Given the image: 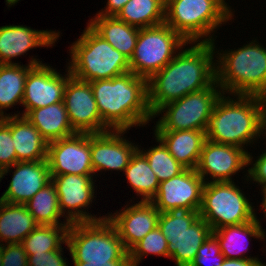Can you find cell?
Instances as JSON below:
<instances>
[{
  "mask_svg": "<svg viewBox=\"0 0 266 266\" xmlns=\"http://www.w3.org/2000/svg\"><path fill=\"white\" fill-rule=\"evenodd\" d=\"M189 44H192L190 48H182L164 68L147 80L152 115L163 105L216 82L215 43Z\"/></svg>",
  "mask_w": 266,
  "mask_h": 266,
  "instance_id": "6da1fadb",
  "label": "cell"
},
{
  "mask_svg": "<svg viewBox=\"0 0 266 266\" xmlns=\"http://www.w3.org/2000/svg\"><path fill=\"white\" fill-rule=\"evenodd\" d=\"M102 122L110 130H130L153 119L147 79L131 71L111 79L90 81Z\"/></svg>",
  "mask_w": 266,
  "mask_h": 266,
  "instance_id": "7a4b0ae2",
  "label": "cell"
},
{
  "mask_svg": "<svg viewBox=\"0 0 266 266\" xmlns=\"http://www.w3.org/2000/svg\"><path fill=\"white\" fill-rule=\"evenodd\" d=\"M229 95L216 101L206 130L208 140L246 149L261 138L262 111L265 97L259 95ZM249 144V145H248Z\"/></svg>",
  "mask_w": 266,
  "mask_h": 266,
  "instance_id": "3957f363",
  "label": "cell"
},
{
  "mask_svg": "<svg viewBox=\"0 0 266 266\" xmlns=\"http://www.w3.org/2000/svg\"><path fill=\"white\" fill-rule=\"evenodd\" d=\"M216 51V82L229 95L266 98V48L256 39L238 49Z\"/></svg>",
  "mask_w": 266,
  "mask_h": 266,
  "instance_id": "277c9868",
  "label": "cell"
},
{
  "mask_svg": "<svg viewBox=\"0 0 266 266\" xmlns=\"http://www.w3.org/2000/svg\"><path fill=\"white\" fill-rule=\"evenodd\" d=\"M225 1L165 0V23L187 43H214L212 33L234 16Z\"/></svg>",
  "mask_w": 266,
  "mask_h": 266,
  "instance_id": "5b68a950",
  "label": "cell"
},
{
  "mask_svg": "<svg viewBox=\"0 0 266 266\" xmlns=\"http://www.w3.org/2000/svg\"><path fill=\"white\" fill-rule=\"evenodd\" d=\"M72 43L68 63L71 75L82 81L111 79L130 71L129 59L114 49L88 24Z\"/></svg>",
  "mask_w": 266,
  "mask_h": 266,
  "instance_id": "8992f818",
  "label": "cell"
},
{
  "mask_svg": "<svg viewBox=\"0 0 266 266\" xmlns=\"http://www.w3.org/2000/svg\"><path fill=\"white\" fill-rule=\"evenodd\" d=\"M67 247L72 262L130 261L117 229L107 217L97 221L71 223Z\"/></svg>",
  "mask_w": 266,
  "mask_h": 266,
  "instance_id": "52a82bcc",
  "label": "cell"
},
{
  "mask_svg": "<svg viewBox=\"0 0 266 266\" xmlns=\"http://www.w3.org/2000/svg\"><path fill=\"white\" fill-rule=\"evenodd\" d=\"M158 227L168 242L169 259L174 260L176 266H190L198 249L212 233L199 211L185 207L161 212Z\"/></svg>",
  "mask_w": 266,
  "mask_h": 266,
  "instance_id": "ba28073f",
  "label": "cell"
},
{
  "mask_svg": "<svg viewBox=\"0 0 266 266\" xmlns=\"http://www.w3.org/2000/svg\"><path fill=\"white\" fill-rule=\"evenodd\" d=\"M199 216L209 224L212 231L247 223L257 217L252 202L234 181L205 183Z\"/></svg>",
  "mask_w": 266,
  "mask_h": 266,
  "instance_id": "9c48e42d",
  "label": "cell"
},
{
  "mask_svg": "<svg viewBox=\"0 0 266 266\" xmlns=\"http://www.w3.org/2000/svg\"><path fill=\"white\" fill-rule=\"evenodd\" d=\"M186 44L188 46L189 43L165 22L140 28L134 53L129 60L130 71L148 80L164 68Z\"/></svg>",
  "mask_w": 266,
  "mask_h": 266,
  "instance_id": "30bf717a",
  "label": "cell"
},
{
  "mask_svg": "<svg viewBox=\"0 0 266 266\" xmlns=\"http://www.w3.org/2000/svg\"><path fill=\"white\" fill-rule=\"evenodd\" d=\"M222 93L215 82L208 88L163 105L153 114L155 118L163 113L156 122L154 131H206L214 105Z\"/></svg>",
  "mask_w": 266,
  "mask_h": 266,
  "instance_id": "8fae6325",
  "label": "cell"
},
{
  "mask_svg": "<svg viewBox=\"0 0 266 266\" xmlns=\"http://www.w3.org/2000/svg\"><path fill=\"white\" fill-rule=\"evenodd\" d=\"M93 176L75 174L51 175V181L56 187L61 214L70 224L97 221L107 217L104 215L96 217L95 214L92 215L86 212V208L90 207L92 200L96 197L94 196L95 181Z\"/></svg>",
  "mask_w": 266,
  "mask_h": 266,
  "instance_id": "7c38bea8",
  "label": "cell"
},
{
  "mask_svg": "<svg viewBox=\"0 0 266 266\" xmlns=\"http://www.w3.org/2000/svg\"><path fill=\"white\" fill-rule=\"evenodd\" d=\"M52 66L42 63L32 66L27 74L24 87L22 105L25 107V116L30 110L46 107L57 102H63L67 80L71 76L69 67L64 76L57 72Z\"/></svg>",
  "mask_w": 266,
  "mask_h": 266,
  "instance_id": "4fadbf2b",
  "label": "cell"
},
{
  "mask_svg": "<svg viewBox=\"0 0 266 266\" xmlns=\"http://www.w3.org/2000/svg\"><path fill=\"white\" fill-rule=\"evenodd\" d=\"M63 102L70 124L77 133H101L110 130L102 122L90 82L71 75L67 80Z\"/></svg>",
  "mask_w": 266,
  "mask_h": 266,
  "instance_id": "5bb4252c",
  "label": "cell"
},
{
  "mask_svg": "<svg viewBox=\"0 0 266 266\" xmlns=\"http://www.w3.org/2000/svg\"><path fill=\"white\" fill-rule=\"evenodd\" d=\"M50 175H94L90 152V133H75L48 143Z\"/></svg>",
  "mask_w": 266,
  "mask_h": 266,
  "instance_id": "9a60e30c",
  "label": "cell"
},
{
  "mask_svg": "<svg viewBox=\"0 0 266 266\" xmlns=\"http://www.w3.org/2000/svg\"><path fill=\"white\" fill-rule=\"evenodd\" d=\"M247 154L248 151L240 147L206 139L196 171L205 183L233 181L232 176L247 167Z\"/></svg>",
  "mask_w": 266,
  "mask_h": 266,
  "instance_id": "2e32d148",
  "label": "cell"
},
{
  "mask_svg": "<svg viewBox=\"0 0 266 266\" xmlns=\"http://www.w3.org/2000/svg\"><path fill=\"white\" fill-rule=\"evenodd\" d=\"M204 184L196 169H185L179 175L161 182L151 202L160 213L177 207L199 211Z\"/></svg>",
  "mask_w": 266,
  "mask_h": 266,
  "instance_id": "e0dca14e",
  "label": "cell"
},
{
  "mask_svg": "<svg viewBox=\"0 0 266 266\" xmlns=\"http://www.w3.org/2000/svg\"><path fill=\"white\" fill-rule=\"evenodd\" d=\"M127 130L90 133V152L94 175L101 170L123 171L140 148L123 136ZM135 144V145H134Z\"/></svg>",
  "mask_w": 266,
  "mask_h": 266,
  "instance_id": "ac0fdd59",
  "label": "cell"
},
{
  "mask_svg": "<svg viewBox=\"0 0 266 266\" xmlns=\"http://www.w3.org/2000/svg\"><path fill=\"white\" fill-rule=\"evenodd\" d=\"M13 167L12 180L0 197L3 202L25 204L51 181L47 160L16 162L0 171L1 179Z\"/></svg>",
  "mask_w": 266,
  "mask_h": 266,
  "instance_id": "d6986e66",
  "label": "cell"
},
{
  "mask_svg": "<svg viewBox=\"0 0 266 266\" xmlns=\"http://www.w3.org/2000/svg\"><path fill=\"white\" fill-rule=\"evenodd\" d=\"M125 206L107 218L113 223L127 251L158 226L160 211L151 201Z\"/></svg>",
  "mask_w": 266,
  "mask_h": 266,
  "instance_id": "ffe728a7",
  "label": "cell"
},
{
  "mask_svg": "<svg viewBox=\"0 0 266 266\" xmlns=\"http://www.w3.org/2000/svg\"><path fill=\"white\" fill-rule=\"evenodd\" d=\"M60 32L35 30L23 25L0 27V64H14L11 60L36 47H51Z\"/></svg>",
  "mask_w": 266,
  "mask_h": 266,
  "instance_id": "44dd1931",
  "label": "cell"
},
{
  "mask_svg": "<svg viewBox=\"0 0 266 266\" xmlns=\"http://www.w3.org/2000/svg\"><path fill=\"white\" fill-rule=\"evenodd\" d=\"M169 153L186 169H196L206 141V131H154Z\"/></svg>",
  "mask_w": 266,
  "mask_h": 266,
  "instance_id": "7402d4cb",
  "label": "cell"
},
{
  "mask_svg": "<svg viewBox=\"0 0 266 266\" xmlns=\"http://www.w3.org/2000/svg\"><path fill=\"white\" fill-rule=\"evenodd\" d=\"M16 162L47 160L48 142L25 116L10 115Z\"/></svg>",
  "mask_w": 266,
  "mask_h": 266,
  "instance_id": "603a6c76",
  "label": "cell"
},
{
  "mask_svg": "<svg viewBox=\"0 0 266 266\" xmlns=\"http://www.w3.org/2000/svg\"><path fill=\"white\" fill-rule=\"evenodd\" d=\"M257 218L247 223L225 226L212 231V234L219 242L220 251L225 258L259 260L257 257L244 255L248 251V246L245 244L249 238L253 237L262 241L266 237V233Z\"/></svg>",
  "mask_w": 266,
  "mask_h": 266,
  "instance_id": "cb8c5ba5",
  "label": "cell"
},
{
  "mask_svg": "<svg viewBox=\"0 0 266 266\" xmlns=\"http://www.w3.org/2000/svg\"><path fill=\"white\" fill-rule=\"evenodd\" d=\"M25 118L38 129L48 143L77 133L70 124L64 102L30 110Z\"/></svg>",
  "mask_w": 266,
  "mask_h": 266,
  "instance_id": "d4e9b609",
  "label": "cell"
},
{
  "mask_svg": "<svg viewBox=\"0 0 266 266\" xmlns=\"http://www.w3.org/2000/svg\"><path fill=\"white\" fill-rule=\"evenodd\" d=\"M88 25L120 53L131 59L139 29L119 20L116 16L95 15Z\"/></svg>",
  "mask_w": 266,
  "mask_h": 266,
  "instance_id": "484cf974",
  "label": "cell"
},
{
  "mask_svg": "<svg viewBox=\"0 0 266 266\" xmlns=\"http://www.w3.org/2000/svg\"><path fill=\"white\" fill-rule=\"evenodd\" d=\"M38 225L25 204L8 203L0 199V244H22Z\"/></svg>",
  "mask_w": 266,
  "mask_h": 266,
  "instance_id": "4316f807",
  "label": "cell"
},
{
  "mask_svg": "<svg viewBox=\"0 0 266 266\" xmlns=\"http://www.w3.org/2000/svg\"><path fill=\"white\" fill-rule=\"evenodd\" d=\"M39 60V61H38ZM42 64L37 58L30 59L28 65L0 64V118L10 116L4 110L22 104L25 80L32 66Z\"/></svg>",
  "mask_w": 266,
  "mask_h": 266,
  "instance_id": "83f0119b",
  "label": "cell"
},
{
  "mask_svg": "<svg viewBox=\"0 0 266 266\" xmlns=\"http://www.w3.org/2000/svg\"><path fill=\"white\" fill-rule=\"evenodd\" d=\"M116 17L137 28L162 24L165 22V0H129Z\"/></svg>",
  "mask_w": 266,
  "mask_h": 266,
  "instance_id": "f1b7e54d",
  "label": "cell"
},
{
  "mask_svg": "<svg viewBox=\"0 0 266 266\" xmlns=\"http://www.w3.org/2000/svg\"><path fill=\"white\" fill-rule=\"evenodd\" d=\"M124 172L131 188L137 196H142L141 201H151L154 198L160 182L149 166L148 160L139 150L131 157Z\"/></svg>",
  "mask_w": 266,
  "mask_h": 266,
  "instance_id": "f546056e",
  "label": "cell"
},
{
  "mask_svg": "<svg viewBox=\"0 0 266 266\" xmlns=\"http://www.w3.org/2000/svg\"><path fill=\"white\" fill-rule=\"evenodd\" d=\"M25 206L39 225H70L65 220L59 221L63 215L59 207L56 187L52 181L25 203Z\"/></svg>",
  "mask_w": 266,
  "mask_h": 266,
  "instance_id": "4dcf8cb0",
  "label": "cell"
},
{
  "mask_svg": "<svg viewBox=\"0 0 266 266\" xmlns=\"http://www.w3.org/2000/svg\"><path fill=\"white\" fill-rule=\"evenodd\" d=\"M70 225H38L23 240L22 245L27 255L55 251L67 245ZM62 244V245H61Z\"/></svg>",
  "mask_w": 266,
  "mask_h": 266,
  "instance_id": "1f68e13d",
  "label": "cell"
},
{
  "mask_svg": "<svg viewBox=\"0 0 266 266\" xmlns=\"http://www.w3.org/2000/svg\"><path fill=\"white\" fill-rule=\"evenodd\" d=\"M159 145L150 149H138L148 160L149 166L157 176L159 182L166 181L182 173L186 168L182 166L170 153L163 142L154 136Z\"/></svg>",
  "mask_w": 266,
  "mask_h": 266,
  "instance_id": "d6a6232c",
  "label": "cell"
},
{
  "mask_svg": "<svg viewBox=\"0 0 266 266\" xmlns=\"http://www.w3.org/2000/svg\"><path fill=\"white\" fill-rule=\"evenodd\" d=\"M129 260L131 266H137L147 255H157L169 258L168 242L157 226L144 236L129 251Z\"/></svg>",
  "mask_w": 266,
  "mask_h": 266,
  "instance_id": "836d02e7",
  "label": "cell"
},
{
  "mask_svg": "<svg viewBox=\"0 0 266 266\" xmlns=\"http://www.w3.org/2000/svg\"><path fill=\"white\" fill-rule=\"evenodd\" d=\"M16 163V152L11 137L10 116L0 118V171Z\"/></svg>",
  "mask_w": 266,
  "mask_h": 266,
  "instance_id": "e575fe53",
  "label": "cell"
},
{
  "mask_svg": "<svg viewBox=\"0 0 266 266\" xmlns=\"http://www.w3.org/2000/svg\"><path fill=\"white\" fill-rule=\"evenodd\" d=\"M213 257L216 258V261L210 266H221L223 261L225 260V256L220 251V245L218 240L211 233L210 236L198 249L197 255L190 266H208L206 264L212 261V259L210 258Z\"/></svg>",
  "mask_w": 266,
  "mask_h": 266,
  "instance_id": "d590c367",
  "label": "cell"
},
{
  "mask_svg": "<svg viewBox=\"0 0 266 266\" xmlns=\"http://www.w3.org/2000/svg\"><path fill=\"white\" fill-rule=\"evenodd\" d=\"M256 159L257 160H254V163L252 154L248 152L247 166L251 165V167H248V174H246L245 176L247 177V181L252 180L258 183V185H261V191L264 192L266 190V150H264L262 154H260V156H257Z\"/></svg>",
  "mask_w": 266,
  "mask_h": 266,
  "instance_id": "8d00e7d4",
  "label": "cell"
},
{
  "mask_svg": "<svg viewBox=\"0 0 266 266\" xmlns=\"http://www.w3.org/2000/svg\"><path fill=\"white\" fill-rule=\"evenodd\" d=\"M1 266H28L27 254L23 245L2 244Z\"/></svg>",
  "mask_w": 266,
  "mask_h": 266,
  "instance_id": "74e56055",
  "label": "cell"
},
{
  "mask_svg": "<svg viewBox=\"0 0 266 266\" xmlns=\"http://www.w3.org/2000/svg\"><path fill=\"white\" fill-rule=\"evenodd\" d=\"M63 249L27 255L28 266H68V259L64 258Z\"/></svg>",
  "mask_w": 266,
  "mask_h": 266,
  "instance_id": "f35d334b",
  "label": "cell"
},
{
  "mask_svg": "<svg viewBox=\"0 0 266 266\" xmlns=\"http://www.w3.org/2000/svg\"><path fill=\"white\" fill-rule=\"evenodd\" d=\"M128 1L129 0H107L106 7H104L105 9L98 11L99 13H96V15L117 16Z\"/></svg>",
  "mask_w": 266,
  "mask_h": 266,
  "instance_id": "ab89813d",
  "label": "cell"
},
{
  "mask_svg": "<svg viewBox=\"0 0 266 266\" xmlns=\"http://www.w3.org/2000/svg\"><path fill=\"white\" fill-rule=\"evenodd\" d=\"M260 260L254 259H227L223 261L221 266H260Z\"/></svg>",
  "mask_w": 266,
  "mask_h": 266,
  "instance_id": "60d3db41",
  "label": "cell"
},
{
  "mask_svg": "<svg viewBox=\"0 0 266 266\" xmlns=\"http://www.w3.org/2000/svg\"><path fill=\"white\" fill-rule=\"evenodd\" d=\"M74 266H131L130 261H107L106 263L73 262Z\"/></svg>",
  "mask_w": 266,
  "mask_h": 266,
  "instance_id": "b9f144b4",
  "label": "cell"
},
{
  "mask_svg": "<svg viewBox=\"0 0 266 266\" xmlns=\"http://www.w3.org/2000/svg\"><path fill=\"white\" fill-rule=\"evenodd\" d=\"M261 136L266 137V98H265V104L262 111V128H261ZM264 134V135H263Z\"/></svg>",
  "mask_w": 266,
  "mask_h": 266,
  "instance_id": "7bdbcfd3",
  "label": "cell"
},
{
  "mask_svg": "<svg viewBox=\"0 0 266 266\" xmlns=\"http://www.w3.org/2000/svg\"><path fill=\"white\" fill-rule=\"evenodd\" d=\"M262 193V195H263V201H262V203H261V205L259 206V207H261L262 206V210H263V212H264V217L266 218V190L264 191V192H261Z\"/></svg>",
  "mask_w": 266,
  "mask_h": 266,
  "instance_id": "ee69618b",
  "label": "cell"
},
{
  "mask_svg": "<svg viewBox=\"0 0 266 266\" xmlns=\"http://www.w3.org/2000/svg\"><path fill=\"white\" fill-rule=\"evenodd\" d=\"M20 0H6V5H8V7L17 4V2Z\"/></svg>",
  "mask_w": 266,
  "mask_h": 266,
  "instance_id": "f6af8a7d",
  "label": "cell"
},
{
  "mask_svg": "<svg viewBox=\"0 0 266 266\" xmlns=\"http://www.w3.org/2000/svg\"><path fill=\"white\" fill-rule=\"evenodd\" d=\"M2 265V244H0V266Z\"/></svg>",
  "mask_w": 266,
  "mask_h": 266,
  "instance_id": "bcb514c9",
  "label": "cell"
},
{
  "mask_svg": "<svg viewBox=\"0 0 266 266\" xmlns=\"http://www.w3.org/2000/svg\"><path fill=\"white\" fill-rule=\"evenodd\" d=\"M260 266H266V263L263 264V262L260 263Z\"/></svg>",
  "mask_w": 266,
  "mask_h": 266,
  "instance_id": "7dc6e473",
  "label": "cell"
}]
</instances>
